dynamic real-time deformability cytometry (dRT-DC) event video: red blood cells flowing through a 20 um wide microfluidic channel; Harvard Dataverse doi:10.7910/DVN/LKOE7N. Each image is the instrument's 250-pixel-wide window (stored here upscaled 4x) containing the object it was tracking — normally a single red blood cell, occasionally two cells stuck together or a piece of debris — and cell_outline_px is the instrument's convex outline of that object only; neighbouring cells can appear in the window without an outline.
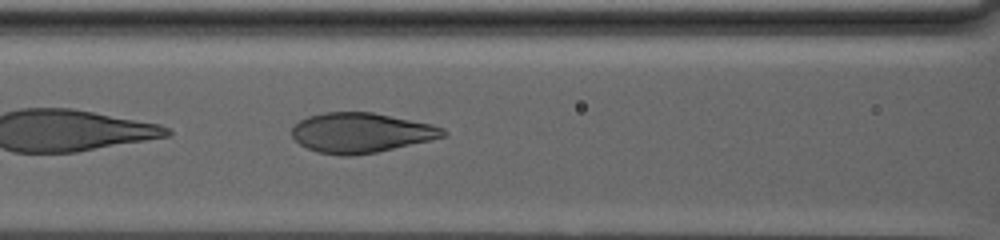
{"species": "human", "species_latin": "Homo sapiens", "temperature_condition": "warm", "stored_images_in_passage": 53, "camera_frame_rate_fps": 3000, "um_per_image_px": 0.085, "donor": {"sex": "male"}, "frame": {"image": 1, "passage_image": 9, "time_ms": 2.667, "image_size_px": [1000, 240], "cell_outline_px": [[448, 136], [432, 140], [376, 152], [352, 156], [344, 156], [316, 152], [300, 144], [292, 136], [292, 128], [300, 120], [308, 116], [324, 112], [372, 112], [432, 124], [444, 128], [448, 132]], "centroid_in_image_um": [30.72, 11.28], "position_along_channel_um": 135.9, "area_um2": 35.26}}
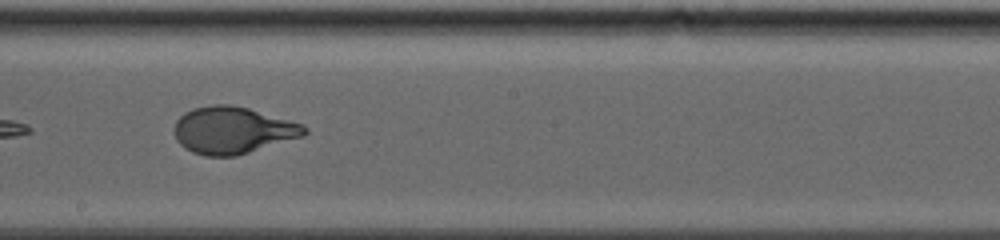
{"frame": {"image": 2, "passage_image": 20, "time_ms": 6.333, "image_size_px": [1000, 240], "cell_outline_px": [[308, 132], [304, 136], [236, 156], [204, 156], [192, 152], [184, 148], [176, 140], [176, 120], [184, 112], [192, 108], [212, 104], [228, 104], [248, 108], [304, 124], [308, 128]], "centroid_in_image_um": [19.8, 11.07], "position_along_channel_um": 228.4, "area_um2": 35.72}}
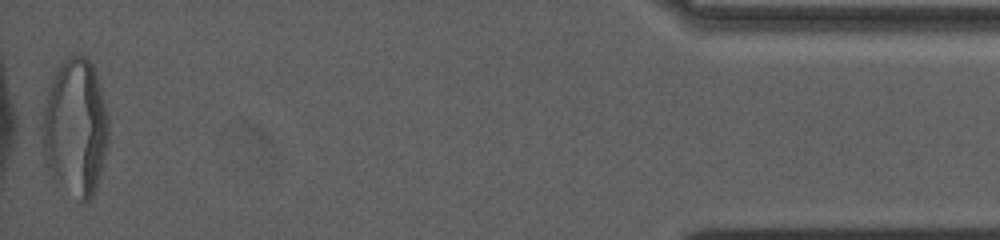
{"frame": {"image": 3, "passage_image": 52, "time_ms": 17.0, "image_size_px": [1000, 240], "cell_outline_px": [[108, 140], [96, 188], [92, 196], [84, 204], [52, 176], [44, 156], [44, 104], [48, 88], [60, 64], [68, 56], [76, 52], [80, 52], [92, 64], [108, 112]], "centroid_in_image_um": [6.43, 10.79], "position_along_channel_um": 428.8, "area_um2": 52.19}, "authors_computed_cell_mechanics": {"area_um2": 35.7204, "velocity_mm_per_s": 2.5276, "shape_relaxation_time_tau1_ms": 7.3435, "shape_relaxation_time_tau2_ms": null, "deformation_change_tau1": 0.2731, "deformation_change_tau2": null}}